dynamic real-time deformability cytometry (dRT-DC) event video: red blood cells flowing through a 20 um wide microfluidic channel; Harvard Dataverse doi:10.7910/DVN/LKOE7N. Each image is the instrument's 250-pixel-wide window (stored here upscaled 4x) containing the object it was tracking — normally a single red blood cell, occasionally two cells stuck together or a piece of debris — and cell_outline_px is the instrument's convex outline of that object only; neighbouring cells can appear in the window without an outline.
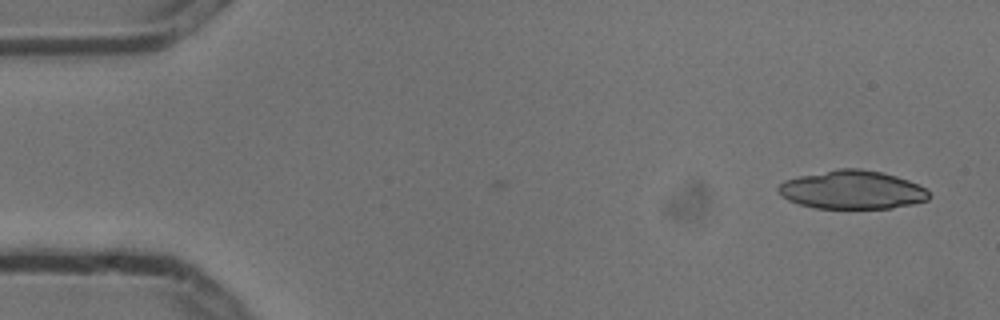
{"species": "common noctule bat (a hibernating species)", "species_latin": "Nyctalus noctula", "temperature_condition": "cold", "stored_images_in_passage": 6, "camera_frame_rate_fps": 3000, "um_per_image_px": 0.085, "animal": {"sex": "male", "body_mass_g": 13.3}, "frame": {"image": 1, "passage_image": 1, "time_ms": 0.0, "image_size_px": [1000, 320], "cell_outline_px": [[928, 200], [912, 204], [892, 208], [816, 208], [800, 204], [788, 200], [776, 188], [784, 180], [800, 176], [840, 168], [860, 168], [880, 172], [896, 176], [908, 180], [924, 188], [928, 192]], "centroid_in_image_um": [72.43, 16.13], "position_along_channel_um": 12.6, "area_um2": 33.41}}